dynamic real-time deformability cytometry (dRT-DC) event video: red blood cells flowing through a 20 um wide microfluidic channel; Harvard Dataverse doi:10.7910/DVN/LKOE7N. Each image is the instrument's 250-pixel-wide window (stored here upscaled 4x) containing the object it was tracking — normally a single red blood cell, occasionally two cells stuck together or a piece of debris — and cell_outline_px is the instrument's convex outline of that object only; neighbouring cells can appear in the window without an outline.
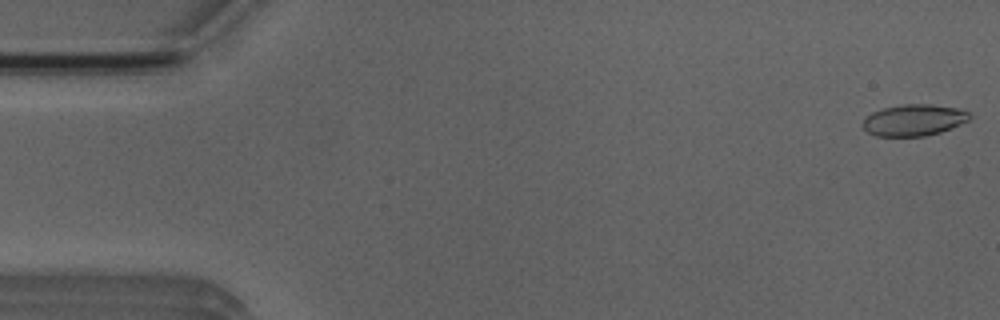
{"species": "Egyptian fruit bat (a non-hibernating species)", "species_latin": "Rousettus aegyptiacus", "temperature_condition": "room temperature", "stored_images_in_passage": 4, "camera_frame_rate_fps": 3000, "um_per_image_px": 0.085, "animal": {"sex": "male"}, "frame": {"image": 1, "passage_image": 1, "time_ms": 0.0, "image_size_px": [1000, 320], "cell_outline_px": [[972, 116], [968, 120], [952, 128], [940, 132], [924, 136], [876, 136], [868, 132], [860, 124], [872, 112], [884, 108], [904, 104], [932, 104], [964, 108]], "centroid_in_image_um": [77.72, 10.2], "position_along_channel_um": 7.3, "area_um2": 19.71}}